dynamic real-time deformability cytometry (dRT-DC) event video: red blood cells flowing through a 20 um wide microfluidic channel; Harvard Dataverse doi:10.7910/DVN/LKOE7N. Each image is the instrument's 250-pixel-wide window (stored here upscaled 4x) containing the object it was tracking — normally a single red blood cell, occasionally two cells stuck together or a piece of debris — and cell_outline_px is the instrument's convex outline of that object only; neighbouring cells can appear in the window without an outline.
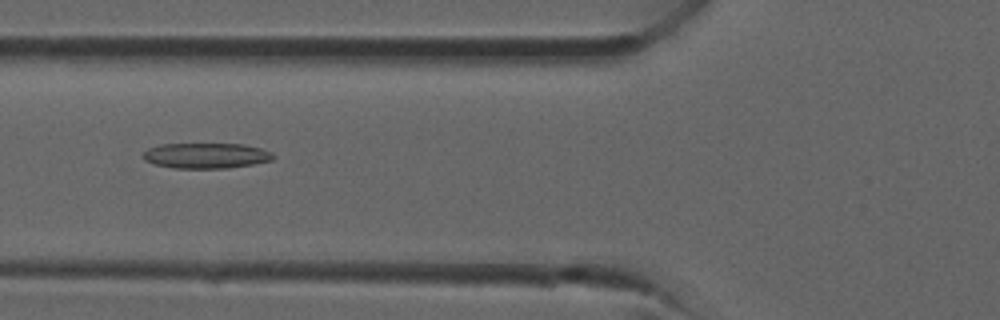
{"species": "common noctule bat (a hibernating species)", "species_latin": "Nyctalus noctula", "temperature_condition": "room temperature", "stored_images_in_passage": 31, "camera_frame_rate_fps": 3000, "um_per_image_px": 0.085, "animal": {"sex": "male", "forearm_length_mm": 52.5}, "frame": {"image": 1, "passage_image": 9, "time_ms": 2.667, "image_size_px": [1000, 320], "cell_outline_px": [[276, 156], [272, 160], [252, 164], [228, 168], [172, 168], [156, 164], [144, 160], [140, 156], [140, 152], [148, 148], [160, 144], [244, 144], [260, 148], [272, 152]], "centroid_in_image_um": [17.47, 13.22], "position_along_channel_um": 108.3, "area_um2": 19.48}}
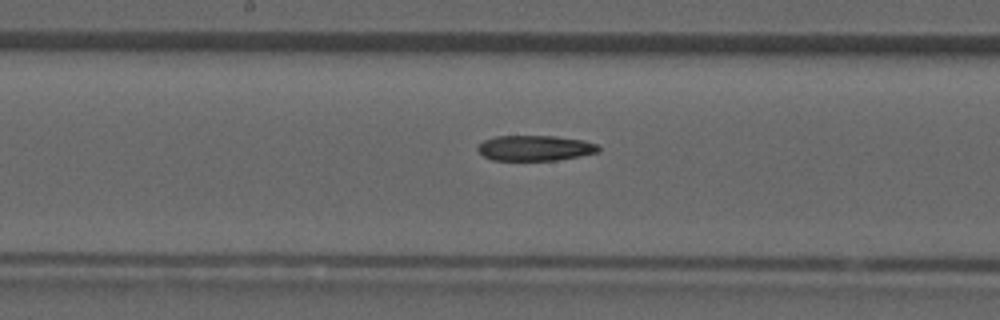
{"frame": {"image": 2, "passage_image": 14, "time_ms": 4.333, "image_size_px": [1000, 320], "cell_outline_px": [[600, 152], [580, 156], [556, 160], [492, 160], [484, 156], [476, 148], [484, 140], [496, 136], [556, 136], [584, 140], [596, 144], [600, 148]], "centroid_in_image_um": [45.5, 12.58], "position_along_channel_um": 202.7, "area_um2": 17.86}}
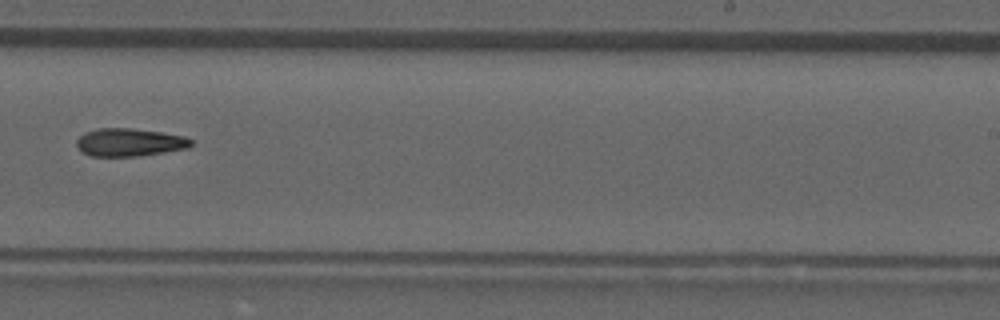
{"frame": {"image": 3, "passage_image": 18, "time_ms": 5.667, "image_size_px": [1000, 320], "cell_outline_px": [[196, 144], [188, 148], [140, 156], [88, 156], [80, 152], [76, 144], [76, 140], [84, 132], [96, 128], [132, 128], [160, 132], [184, 136], [192, 140]], "centroid_in_image_um": [10.99, 12.1], "position_along_channel_um": 278.0, "area_um2": 18.9}}